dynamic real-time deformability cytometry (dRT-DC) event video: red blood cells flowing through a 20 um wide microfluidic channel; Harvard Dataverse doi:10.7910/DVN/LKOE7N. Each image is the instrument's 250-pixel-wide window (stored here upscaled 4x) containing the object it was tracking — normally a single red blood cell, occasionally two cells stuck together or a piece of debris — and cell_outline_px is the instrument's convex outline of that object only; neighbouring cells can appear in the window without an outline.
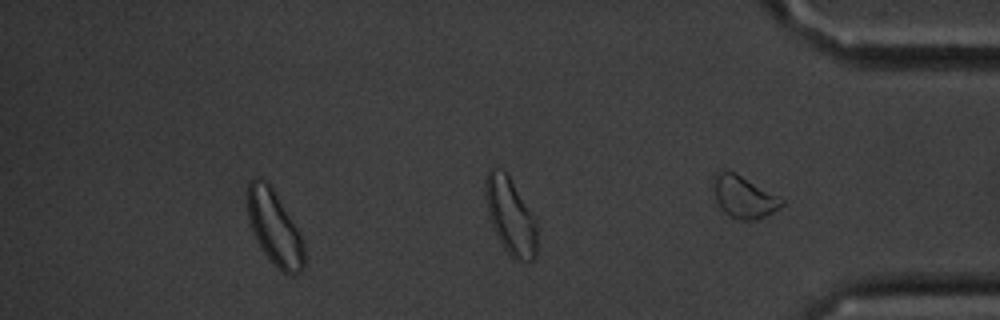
{"species": "common noctule bat (a hibernating species)", "species_latin": "Nyctalus noctula", "temperature_condition": "cold", "stored_images_in_passage": 40, "segment_of_instrument_passage": [2, 2], "camera_frame_rate_fps": 3000, "um_per_image_px": 0.085, "animal": {"sex": "male", "body_mass_g": 20.1, "forearm_length_mm": 53.5}, "frame": {"image": 1, "passage_image": 34, "time_ms": 11.0, "image_size_px": [1000, 320], "cell_outline_px": [[304, 268], [300, 272], [292, 276], [284, 272], [272, 264], [260, 248], [256, 240], [248, 216], [248, 180], [260, 176], [272, 188], [296, 228], [304, 244]], "centroid_in_image_um": [23.32, 19.41], "position_along_channel_um": 411.9, "area_um2": 24.22}}